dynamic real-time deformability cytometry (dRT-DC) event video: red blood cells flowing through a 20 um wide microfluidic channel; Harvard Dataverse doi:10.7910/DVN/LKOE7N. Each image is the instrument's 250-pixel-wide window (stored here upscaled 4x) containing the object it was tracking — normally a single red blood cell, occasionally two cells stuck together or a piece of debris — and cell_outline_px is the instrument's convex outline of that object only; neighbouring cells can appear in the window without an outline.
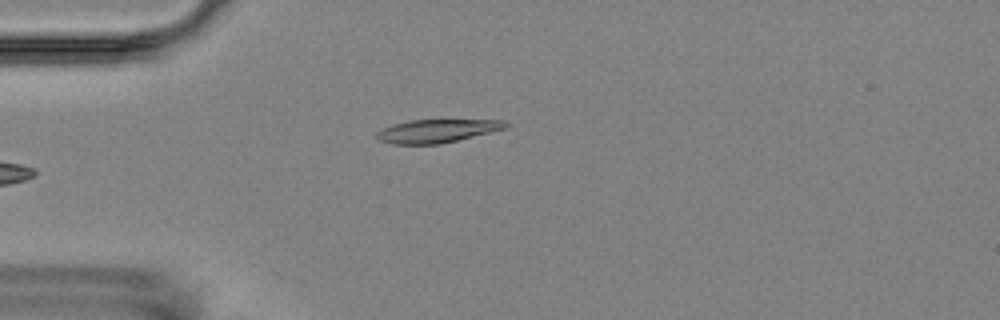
{"species": "Egyptian fruit bat (a non-hibernating species)", "species_latin": "Rousettus aegyptiacus", "temperature_condition": "room temperature", "stored_images_in_passage": 5, "camera_frame_rate_fps": 3000, "um_per_image_px": 0.085, "animal": {"sex": "female"}, "frame": {"image": 1, "passage_image": 5, "time_ms": 4.667, "image_size_px": [1000, 320], "cell_outline_px": [[508, 124], [504, 128], [440, 144], [392, 144], [376, 140], [376, 132], [392, 124], [408, 120], [504, 120]], "centroid_in_image_um": [37.04, 11.13], "position_along_channel_um": 48.0, "area_um2": 17.22}}